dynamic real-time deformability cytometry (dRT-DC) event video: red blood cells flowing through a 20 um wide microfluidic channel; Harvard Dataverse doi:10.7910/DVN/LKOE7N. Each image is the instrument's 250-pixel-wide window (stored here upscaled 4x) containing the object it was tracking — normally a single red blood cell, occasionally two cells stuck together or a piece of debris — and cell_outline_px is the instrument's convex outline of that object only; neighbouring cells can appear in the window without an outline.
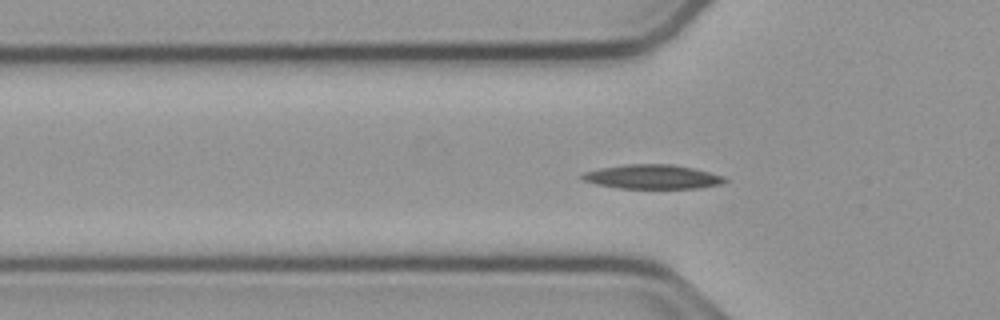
{"species": "common noctule bat (a hibernating species)", "species_latin": "Nyctalus noctula", "temperature_condition": "cold", "stored_images_in_passage": 36, "camera_frame_rate_fps": 3000, "um_per_image_px": 0.085, "animal": {"sex": "male", "body_mass_g": 23.1, "forearm_length_mm": 52.7}, "frame": {"image": 1, "passage_image": 3, "time_ms": 0.667, "image_size_px": [1000, 320], "cell_outline_px": [[728, 180], [720, 184], [700, 188], [620, 188], [596, 184], [580, 180], [580, 176], [584, 172], [600, 168], [624, 164], [672, 164], [692, 168], [724, 176]], "centroid_in_image_um": [55.42, 15.02], "position_along_channel_um": 70.4, "area_um2": 20.11}}
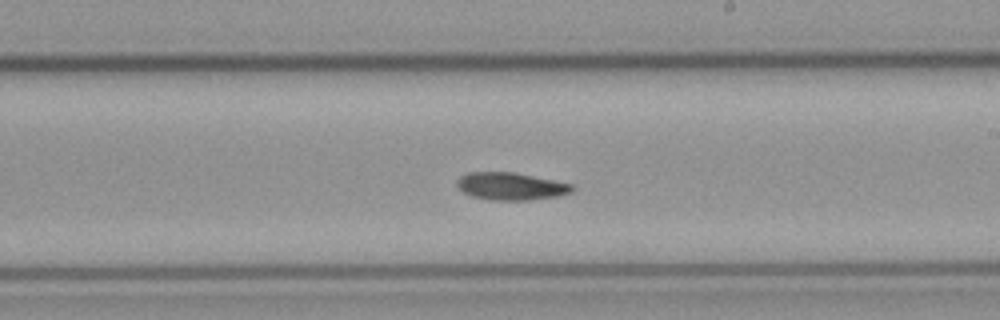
{"frame": {"image": 2, "passage_image": 17, "time_ms": 5.333, "image_size_px": [1000, 320], "cell_outline_px": [[576, 188], [572, 192], [556, 196], [528, 200], [492, 200], [472, 196], [464, 192], [456, 184], [456, 180], [460, 176], [468, 172], [516, 172], [572, 184]], "centroid_in_image_um": [43.43, 15.82], "position_along_channel_um": 245.6, "area_um2": 18.44}}
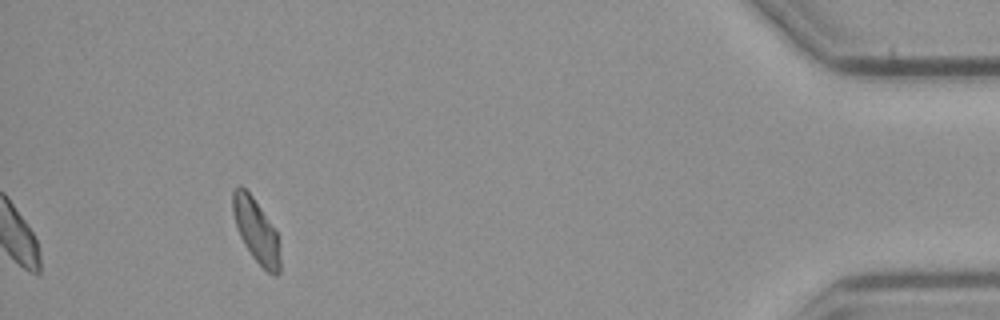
{"frame": {"image": 3, "passage_image": 36, "time_ms": 11.667, "image_size_px": [1000, 320], "cell_outline_px": [[280, 272], [276, 276], [268, 272], [252, 256], [244, 244], [240, 236], [232, 212], [232, 192], [240, 184], [252, 196], [276, 228], [280, 240]], "centroid_in_image_um": [21.8, 19.6], "position_along_channel_um": 413.4, "area_um2": 17.74}, "authors_computed_cell_mechanics": {"area_um2": 18.4382, "velocity_mm_per_s": 3.746, "shape_relaxation_time_tau1_ms": null, "shape_relaxation_time_tau2_ms": 9.4969, "deformation_change_tau1": null, "deformation_change_tau2": 0.161}}